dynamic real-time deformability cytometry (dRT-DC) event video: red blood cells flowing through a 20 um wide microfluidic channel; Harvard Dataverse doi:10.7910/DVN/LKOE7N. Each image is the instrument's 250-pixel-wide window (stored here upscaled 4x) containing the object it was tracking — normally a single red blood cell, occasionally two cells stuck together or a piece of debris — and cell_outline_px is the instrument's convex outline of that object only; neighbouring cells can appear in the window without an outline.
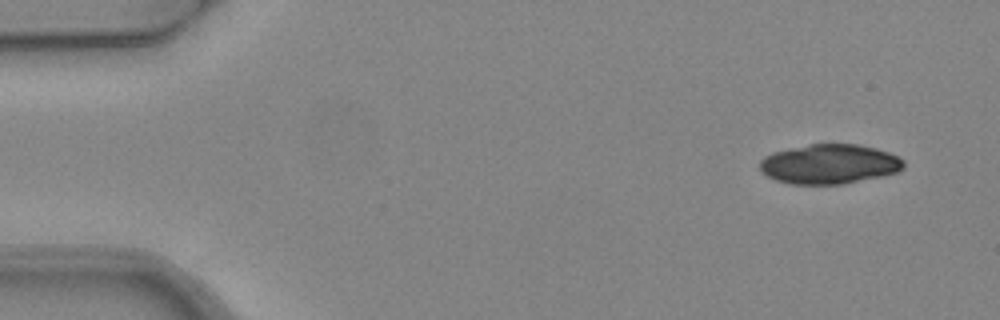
{"species": "common noctule bat (a hibernating species)", "species_latin": "Nyctalus noctula", "temperature_condition": "warm", "stored_images_in_passage": 6, "camera_frame_rate_fps": 3000, "um_per_image_px": 0.085, "animal": {"sex": "female", "body_mass_g": 24.6, "forearm_length_mm": 56.2}, "frame": {"image": 1, "passage_image": 1, "time_ms": 0.0, "image_size_px": [1000, 320], "cell_outline_px": [[904, 168], [896, 172], [880, 176], [844, 184], [788, 184], [776, 180], [768, 176], [760, 168], [760, 160], [764, 156], [772, 152], [808, 144], [856, 144], [876, 148], [888, 152], [904, 160]], "centroid_in_image_um": [70.48, 13.94], "position_along_channel_um": 14.5, "area_um2": 33.18}}
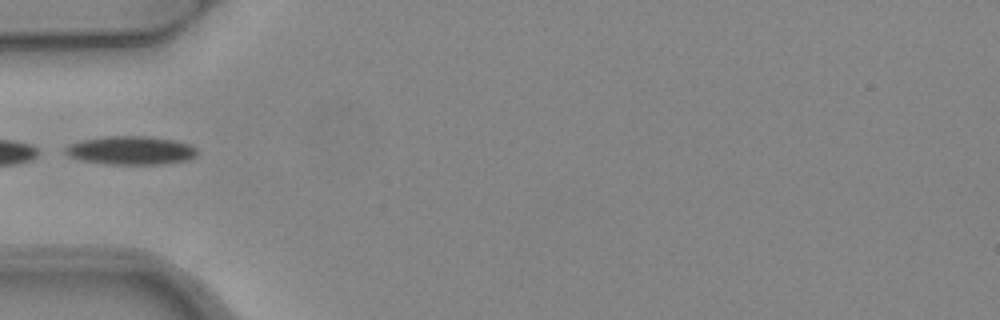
{"frame": {"image": 2, "passage_image": 5, "time_ms": 1.333, "image_size_px": [1000, 320], "cell_outline_px": [[196, 156], [188, 160], [160, 164], [104, 164], [84, 160], [68, 156], [64, 152], [64, 148], [72, 144], [84, 140], [104, 136], [148, 136], [176, 140], [188, 144], [196, 148]], "centroid_in_image_um": [11.14, 12.78], "position_along_channel_um": 73.9, "area_um2": 21.79}}
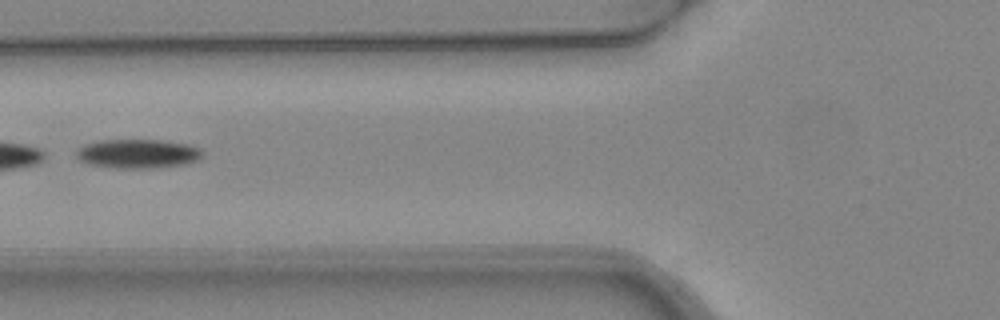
{"frame": {"image": 3, "passage_image": 6, "time_ms": 1.667, "image_size_px": [1000, 320], "cell_outline_px": [[204, 152], [200, 160], [184, 164], [160, 168], [120, 168], [92, 164], [80, 160], [76, 156], [76, 148], [84, 144], [100, 140], [160, 140], [188, 144], [200, 148]], "centroid_in_image_um": [11.75, 13.06], "position_along_channel_um": 114.1, "area_um2": 21.5}}